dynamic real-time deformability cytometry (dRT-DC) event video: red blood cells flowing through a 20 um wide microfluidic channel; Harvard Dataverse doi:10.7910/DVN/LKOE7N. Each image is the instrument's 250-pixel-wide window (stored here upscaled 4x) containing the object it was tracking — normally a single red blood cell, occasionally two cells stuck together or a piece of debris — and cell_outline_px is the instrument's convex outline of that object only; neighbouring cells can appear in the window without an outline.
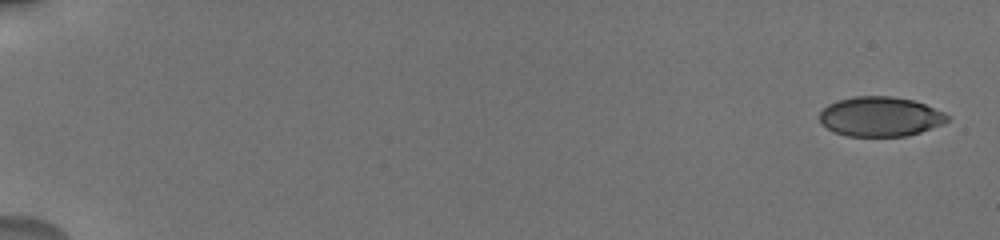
{"species": "human", "species_latin": "Homo sapiens", "temperature_condition": "cold", "stored_images_in_passage": 16, "camera_frame_rate_fps": 3000, "um_per_image_px": 0.085, "donor": {"sex": "male"}, "frame": {"image": 1, "passage_image": 1, "time_ms": 0.0, "image_size_px": [1000, 240], "cell_outline_px": [[948, 120], [940, 124], [920, 132], [908, 136], [848, 136], [832, 132], [820, 124], [820, 112], [828, 104], [836, 100], [856, 96], [892, 96], [912, 100], [924, 104], [944, 112], [948, 116]], "centroid_in_image_um": [74.76, 9.91], "position_along_channel_um": 10.2, "area_um2": 29.54}}
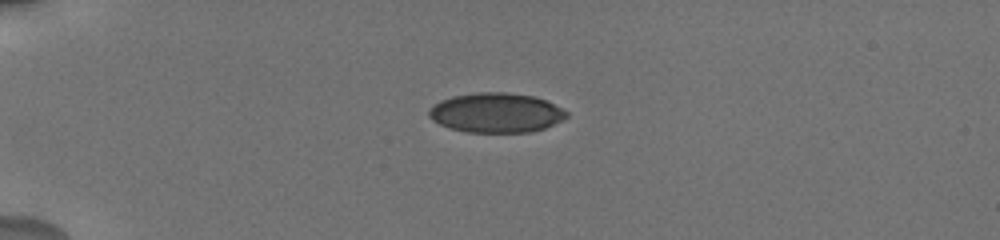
{"frame": {"image": 2, "passage_image": 12, "time_ms": 4.667, "image_size_px": [1000, 240], "cell_outline_px": [[568, 116], [544, 128], [532, 132], [468, 132], [448, 128], [432, 120], [428, 116], [428, 108], [432, 104], [440, 100], [452, 96], [476, 92], [508, 92], [536, 96], [568, 112]], "centroid_in_image_um": [42.11, 9.57], "position_along_channel_um": 42.9, "area_um2": 31.91}}
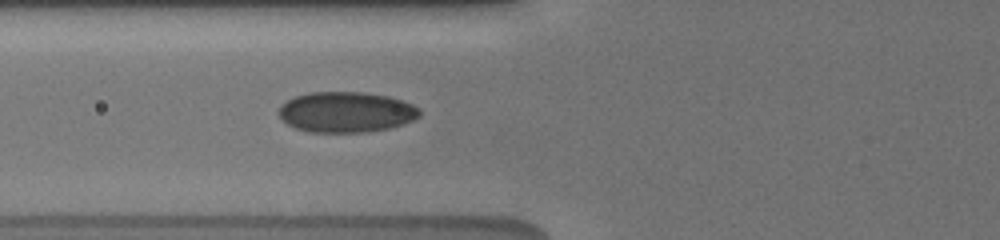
{"frame": {"image": 3, "passage_image": 16, "time_ms": 7.333, "image_size_px": [1000, 240], "cell_outline_px": [[420, 116], [412, 120], [388, 128], [364, 132], [308, 132], [296, 128], [288, 124], [280, 116], [280, 104], [296, 96], [308, 92], [364, 92], [388, 96], [412, 104], [420, 108]], "centroid_in_image_um": [29.42, 9.52], "position_along_channel_um": 96.4, "area_um2": 33.06}}